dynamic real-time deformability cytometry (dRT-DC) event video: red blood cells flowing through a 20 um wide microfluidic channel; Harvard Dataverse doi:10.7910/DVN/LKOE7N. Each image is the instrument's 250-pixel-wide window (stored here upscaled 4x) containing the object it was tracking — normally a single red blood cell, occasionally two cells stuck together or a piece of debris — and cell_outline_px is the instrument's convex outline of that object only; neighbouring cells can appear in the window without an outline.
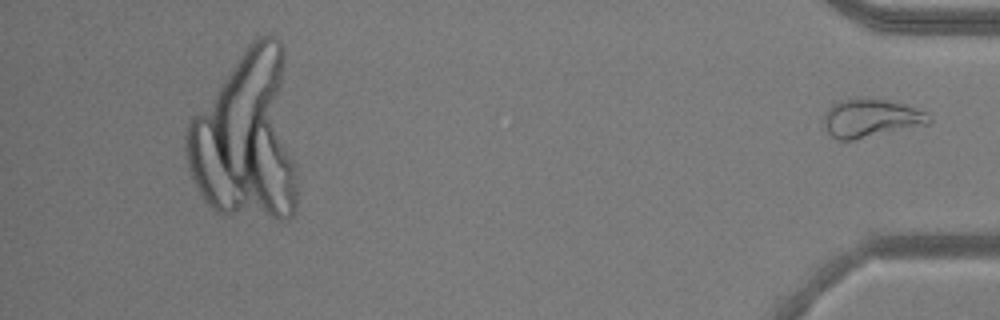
{"species": "common noctule bat (a hibernating species)", "species_latin": "Nyctalus noctula", "temperature_condition": "warm", "stored_images_in_passage": 47, "camera_frame_rate_fps": 3000, "um_per_image_px": 0.085, "animal": {"sex": "male", "body_mass_g": 20.5, "forearm_length_mm": 52.5}, "frame": {"image": 1, "passage_image": 47, "time_ms": 15.333, "image_size_px": [1000, 320], "cell_outline_px": [[932, 124], [852, 140], [836, 140], [824, 128], [824, 112], [832, 104], [840, 100], [888, 100], [904, 104], [924, 112], [932, 116]], "centroid_in_image_um": [74.04, 10.08], "position_along_channel_um": 361.2, "area_um2": 23.29}}